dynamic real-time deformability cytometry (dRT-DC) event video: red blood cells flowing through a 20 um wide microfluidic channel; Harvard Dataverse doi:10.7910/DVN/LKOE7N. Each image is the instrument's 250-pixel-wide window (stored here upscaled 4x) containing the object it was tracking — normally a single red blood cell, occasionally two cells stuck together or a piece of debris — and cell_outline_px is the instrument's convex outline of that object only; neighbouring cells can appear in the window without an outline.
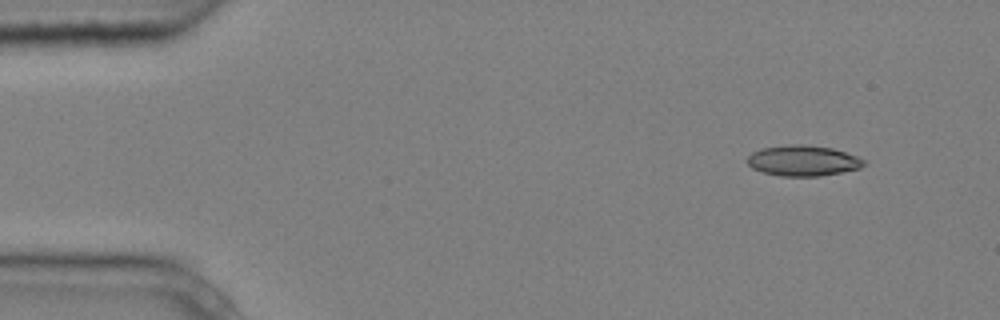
{"species": "common noctule bat (a hibernating species)", "species_latin": "Nyctalus noctula", "temperature_condition": "cold", "stored_images_in_passage": 3, "camera_frame_rate_fps": 3000, "um_per_image_px": 0.085, "animal": {"sex": "male", "body_mass_g": 20.4}, "frame": {"image": 1, "passage_image": 1, "time_ms": 0.0, "image_size_px": [1000, 320], "cell_outline_px": [[868, 164], [860, 168], [820, 176], [780, 176], [764, 172], [752, 168], [748, 164], [748, 156], [752, 152], [760, 148], [788, 144], [800, 144], [832, 148], [868, 160]], "centroid_in_image_um": [68.28, 13.65], "position_along_channel_um": 16.7, "area_um2": 20.87}}